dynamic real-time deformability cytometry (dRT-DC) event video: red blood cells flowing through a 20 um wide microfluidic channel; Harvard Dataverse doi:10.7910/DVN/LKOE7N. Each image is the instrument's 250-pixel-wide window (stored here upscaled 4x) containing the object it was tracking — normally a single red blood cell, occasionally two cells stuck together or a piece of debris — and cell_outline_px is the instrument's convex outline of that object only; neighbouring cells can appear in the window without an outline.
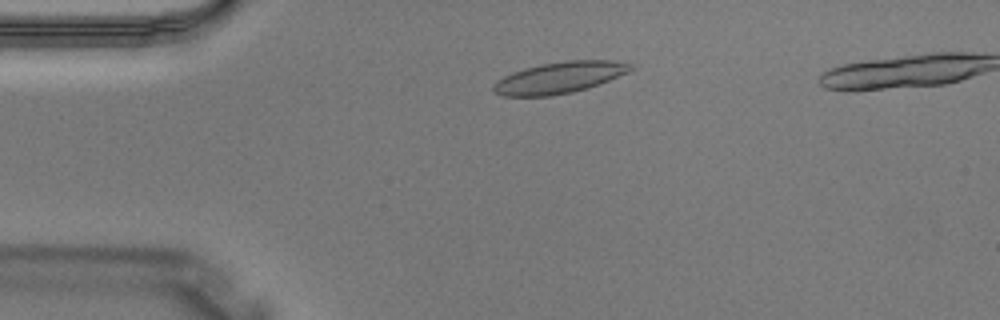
{"species": "Egyptian fruit bat (a non-hibernating species)", "species_latin": "Rousettus aegyptiacus", "temperature_condition": "warm", "stored_images_in_passage": 3, "camera_frame_rate_fps": 3000, "um_per_image_px": 0.085, "animal": {"sex": "male"}, "frame": {"image": 1, "passage_image": 2, "time_ms": 0.333, "image_size_px": [1000, 320], "cell_outline_px": [[636, 68], [628, 72], [588, 88], [572, 92], [548, 96], [504, 96], [496, 92], [492, 88], [496, 80], [512, 72], [524, 68], [564, 60], [612, 60], [632, 64]], "centroid_in_image_um": [47.56, 6.59], "position_along_channel_um": 37.4, "area_um2": 24.97}}